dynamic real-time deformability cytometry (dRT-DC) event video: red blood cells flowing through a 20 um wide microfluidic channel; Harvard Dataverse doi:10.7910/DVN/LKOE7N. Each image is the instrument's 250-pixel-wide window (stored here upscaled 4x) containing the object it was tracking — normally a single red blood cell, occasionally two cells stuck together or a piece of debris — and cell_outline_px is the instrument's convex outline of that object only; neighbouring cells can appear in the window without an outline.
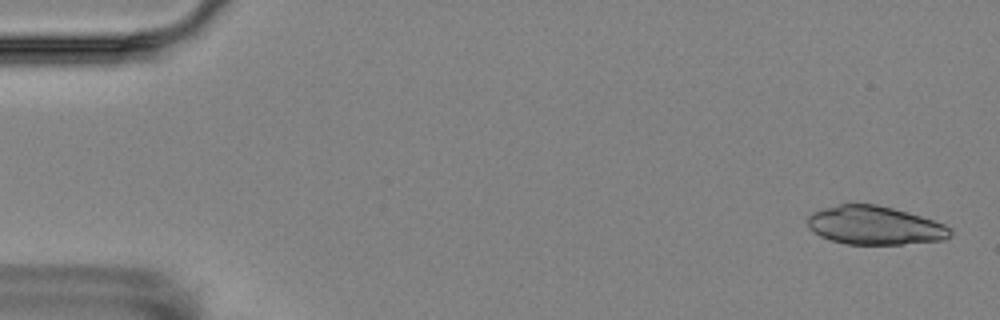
{"species": "Egyptian fruit bat (a non-hibernating species)", "species_latin": "Rousettus aegyptiacus", "temperature_condition": "room temperature", "stored_images_in_passage": 5, "camera_frame_rate_fps": 3000, "um_per_image_px": 0.085, "animal": {"sex": "female"}, "frame": {"image": 1, "passage_image": 1, "time_ms": 0.0, "image_size_px": [1000, 320], "cell_outline_px": [[952, 236], [944, 240], [900, 244], [848, 244], [832, 240], [820, 236], [808, 228], [808, 216], [812, 212], [824, 208], [840, 204], [876, 204], [908, 212], [944, 224], [952, 228]], "centroid_in_image_um": [74.37, 19.16], "position_along_channel_um": 10.6, "area_um2": 31.96}}